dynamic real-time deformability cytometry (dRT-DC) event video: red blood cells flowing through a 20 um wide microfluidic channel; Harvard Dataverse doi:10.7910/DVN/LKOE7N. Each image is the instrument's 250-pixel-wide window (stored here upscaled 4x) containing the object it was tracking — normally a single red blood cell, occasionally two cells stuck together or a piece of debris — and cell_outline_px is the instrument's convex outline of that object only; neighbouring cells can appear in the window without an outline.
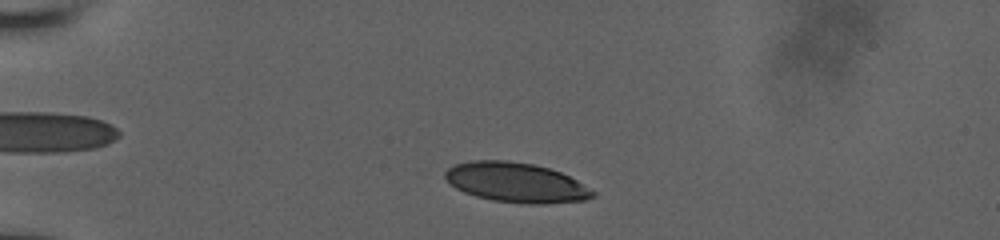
{"species": "human", "species_latin": "Homo sapiens", "temperature_condition": "room temperature", "stored_images_in_passage": 46, "camera_frame_rate_fps": 3000, "um_per_image_px": 0.085, "donor": {"sex": "male"}, "frame": {"image": 1, "passage_image": 6, "time_ms": 1.667, "image_size_px": [1000, 240], "cell_outline_px": [[596, 196], [584, 200], [544, 204], [528, 204], [492, 200], [476, 196], [464, 192], [456, 188], [444, 176], [444, 172], [448, 168], [456, 164], [472, 160], [508, 160], [532, 164], [548, 168], [560, 172], [576, 180], [596, 192]], "centroid_in_image_um": [43.87, 15.51], "position_along_channel_um": 41.1, "area_um2": 34.04}}
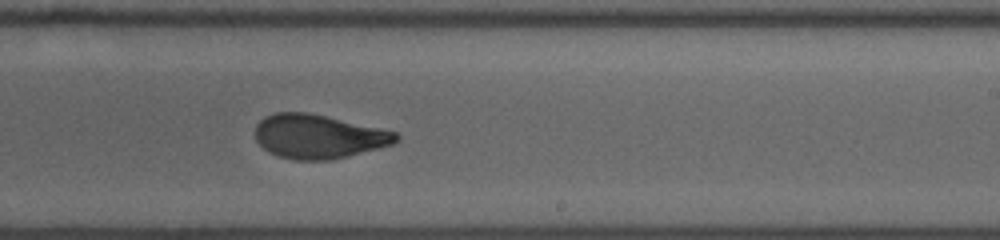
{"frame": {"image": 2, "passage_image": 27, "time_ms": 8.667, "image_size_px": [1000, 240], "cell_outline_px": [[400, 140], [392, 144], [348, 156], [332, 160], [292, 160], [268, 152], [256, 140], [256, 124], [264, 116], [276, 112], [308, 112], [380, 128], [396, 132], [400, 136]], "centroid_in_image_um": [27.06, 11.6], "position_along_channel_um": 261.9, "area_um2": 36.07}}
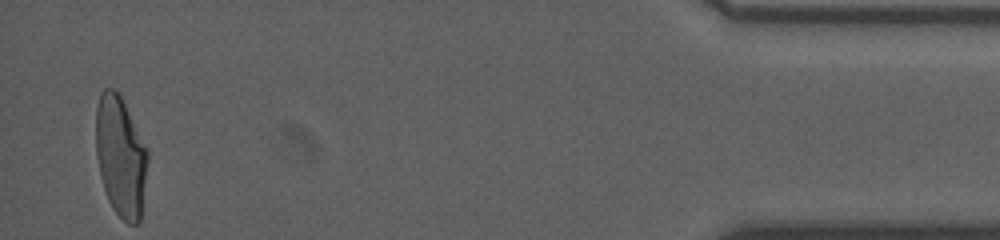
{"frame": {"image": 3, "passage_image": 45, "time_ms": 14.667, "image_size_px": [1000, 240], "cell_outline_px": [[148, 160], [140, 220], [136, 224], [128, 224], [112, 208], [108, 200], [100, 176], [96, 156], [96, 108], [100, 92], [104, 88], [116, 88], [148, 152]], "centroid_in_image_um": [10.23, 13.3], "position_along_channel_um": 425.0, "area_um2": 36.01}, "authors_computed_cell_mechanics": {"area_um2": 36.3562, "velocity_mm_per_s": 3.9261, "shape_relaxation_time_tau1_ms": 4.9998, "shape_relaxation_time_tau2_ms": 0.9926, "deformation_change_tau1": 0.1877, "deformation_change_tau2": 0.0602}}